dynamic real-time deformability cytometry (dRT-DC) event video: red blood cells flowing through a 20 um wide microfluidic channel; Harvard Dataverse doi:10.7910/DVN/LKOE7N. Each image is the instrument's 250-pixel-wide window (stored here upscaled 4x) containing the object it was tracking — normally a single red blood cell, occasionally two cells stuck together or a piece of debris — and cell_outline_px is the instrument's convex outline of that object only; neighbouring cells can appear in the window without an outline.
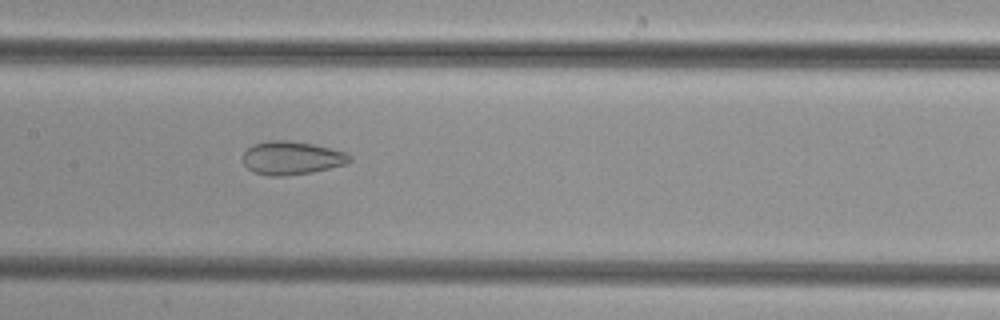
{"species": "common noctule bat (a hibernating species)", "species_latin": "Nyctalus noctula", "temperature_condition": "cold", "stored_images_in_passage": 35, "camera_frame_rate_fps": 3000, "um_per_image_px": 0.085, "animal": {"sex": "female", "body_mass_g": 29.2, "forearm_length_mm": 56.3}, "frame": {"image": 1, "passage_image": 10, "time_ms": 3.0, "image_size_px": [1000, 320], "cell_outline_px": [[352, 160], [348, 164], [312, 172], [284, 176], [268, 176], [252, 172], [244, 164], [244, 152], [252, 144], [268, 140], [292, 140], [312, 144], [348, 152], [352, 156]], "centroid_in_image_um": [24.82, 13.42], "position_along_channel_um": 182.6, "area_um2": 21.04}}
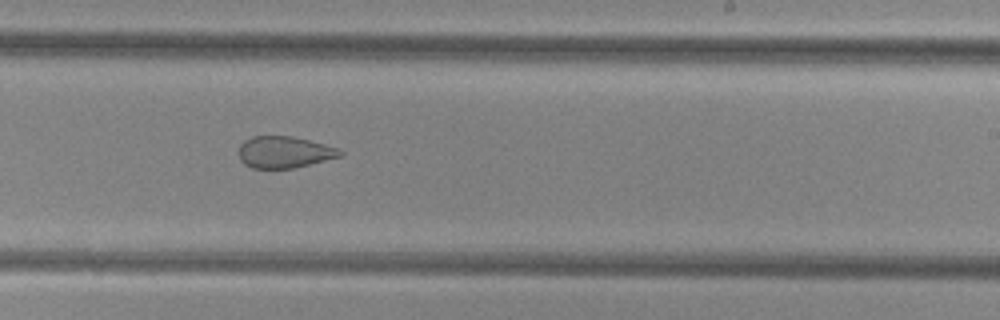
{"frame": {"image": 2, "passage_image": 16, "time_ms": 5.0, "image_size_px": [1000, 320], "cell_outline_px": [[344, 152], [340, 156], [292, 168], [252, 168], [244, 164], [240, 160], [240, 144], [244, 140], [252, 136], [292, 136], [340, 148]], "centroid_in_image_um": [24.15, 12.92], "position_along_channel_um": 264.9, "area_um2": 18.5}}
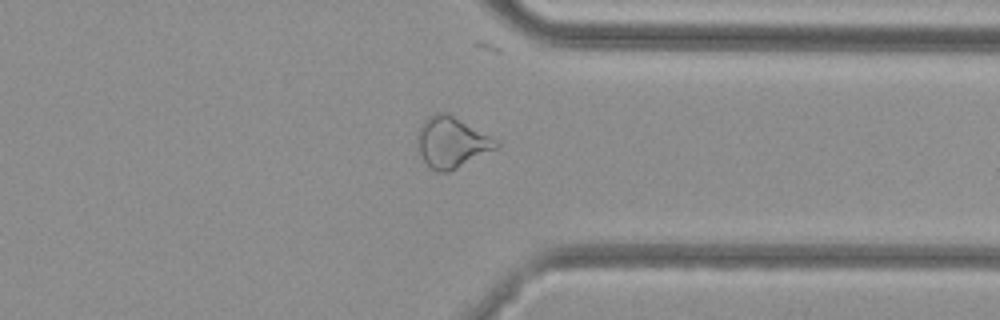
{"frame": {"image": 3, "passage_image": 24, "time_ms": 7.667, "image_size_px": [1000, 320], "cell_outline_px": [[500, 144], [496, 148], [448, 172], [436, 172], [424, 160], [420, 152], [416, 140], [416, 136], [424, 120], [428, 116], [436, 112], [448, 112], [500, 140]], "centroid_in_image_um": [38.4, 12.05], "position_along_channel_um": 373.0, "area_um2": 23.29}}